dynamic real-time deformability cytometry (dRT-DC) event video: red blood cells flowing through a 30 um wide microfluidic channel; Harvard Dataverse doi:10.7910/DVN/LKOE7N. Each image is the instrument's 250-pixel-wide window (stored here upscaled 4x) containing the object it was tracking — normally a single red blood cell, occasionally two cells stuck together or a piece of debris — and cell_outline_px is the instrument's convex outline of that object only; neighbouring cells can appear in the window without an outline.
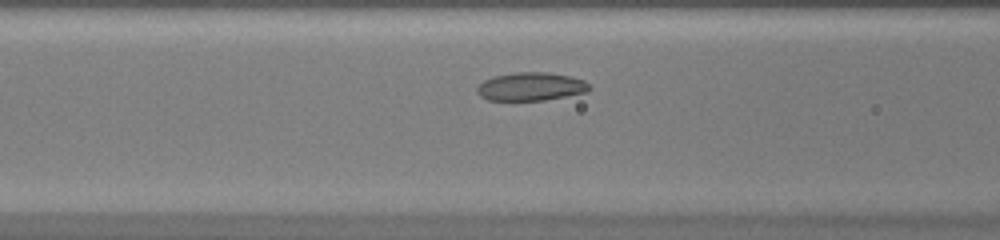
{"species": "common noctule bat (a hibernating species)", "species_latin": "Nyctalus noctula", "temperature_condition": "warm", "stored_images_in_passage": 35, "camera_frame_rate_fps": 3000, "um_per_image_px": 0.085, "animal": {"sex": "female", "body_mass_g": 20.0, "forearm_length_mm": 54.0}, "frame": {"image": 1, "passage_image": 8, "time_ms": 2.333, "image_size_px": [1000, 240], "cell_outline_px": [[592, 88], [588, 92], [544, 100], [488, 100], [480, 96], [476, 92], [476, 88], [484, 80], [492, 76], [516, 72], [544, 72], [572, 76], [584, 80]], "centroid_in_image_um": [45.13, 7.35], "position_along_channel_um": 121.5, "area_um2": 18.61}}
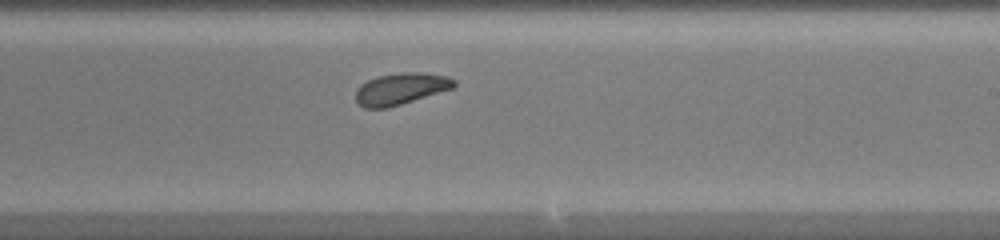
{"frame": {"image": 2, "passage_image": 17, "time_ms": 5.333, "image_size_px": [1000, 240], "cell_outline_px": [[456, 84], [452, 88], [388, 108], [364, 108], [356, 100], [356, 88], [360, 84], [368, 80], [380, 76], [400, 72], [420, 72], [448, 76], [456, 80]], "centroid_in_image_um": [34.05, 7.54], "position_along_channel_um": 254.9, "area_um2": 17.98}}
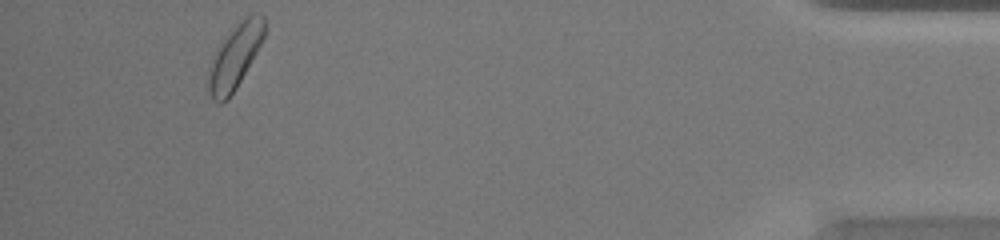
{"frame": {"image": 3, "passage_image": 32, "time_ms": 10.333, "image_size_px": [1000, 240], "cell_outline_px": [[264, 36], [256, 52], [236, 88], [228, 100], [220, 104], [212, 100], [208, 92], [208, 68], [216, 48], [236, 24], [248, 16], [260, 12], [264, 16]], "centroid_in_image_um": [19.93, 4.85], "position_along_channel_um": 415.3, "area_um2": 20.75}}